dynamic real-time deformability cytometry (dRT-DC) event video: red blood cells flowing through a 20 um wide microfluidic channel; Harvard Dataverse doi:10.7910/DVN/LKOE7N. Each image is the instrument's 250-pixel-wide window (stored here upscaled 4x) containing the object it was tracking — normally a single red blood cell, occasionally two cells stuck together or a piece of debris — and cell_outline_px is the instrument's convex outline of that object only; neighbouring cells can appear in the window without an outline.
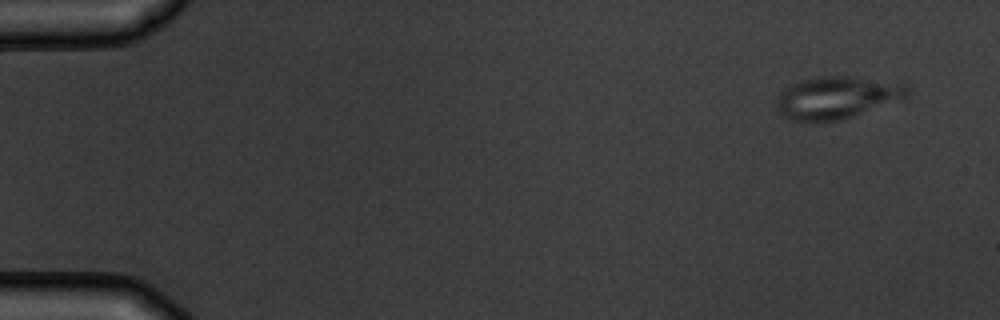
{"species": "common noctule bat (a hibernating species)", "species_latin": "Nyctalus noctula", "temperature_condition": "warm", "stored_images_in_passage": 9, "camera_frame_rate_fps": 3000, "um_per_image_px": 0.085, "animal": {"sex": "male", "body_mass_g": 19.5, "forearm_length_mm": 54.6}, "frame": {"image": 1, "passage_image": 1, "time_ms": 0.0, "image_size_px": [1000, 320], "cell_outline_px": [[908, 96], [904, 100], [840, 120], [792, 120], [784, 116], [776, 108], [776, 100], [780, 92], [792, 84], [800, 80], [820, 76], [848, 76], [904, 80], [908, 84]], "centroid_in_image_um": [71.27, 8.25], "position_along_channel_um": 13.7, "area_um2": 32.89}}